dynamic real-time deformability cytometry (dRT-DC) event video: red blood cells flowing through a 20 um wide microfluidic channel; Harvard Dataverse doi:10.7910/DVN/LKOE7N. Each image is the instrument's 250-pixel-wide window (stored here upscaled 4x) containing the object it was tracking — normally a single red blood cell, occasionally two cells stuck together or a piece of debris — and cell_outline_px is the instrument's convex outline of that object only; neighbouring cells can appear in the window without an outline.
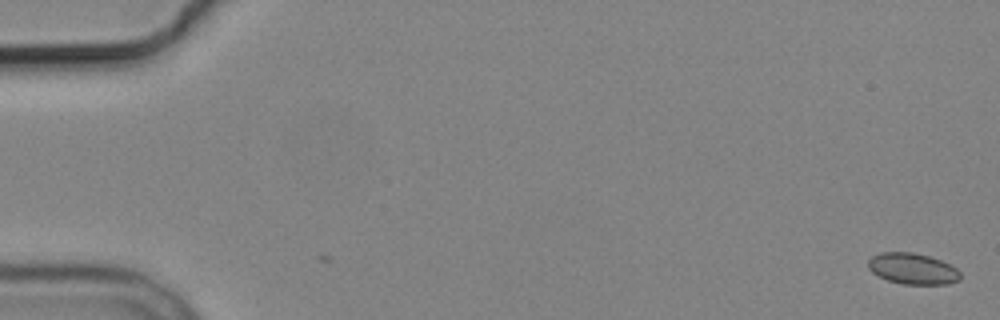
{"species": "common noctule bat (a hibernating species)", "species_latin": "Nyctalus noctula", "temperature_condition": "cold", "stored_images_in_passage": 4, "camera_frame_rate_fps": 3000, "um_per_image_px": 0.085, "animal": {"sex": "male", "body_mass_g": 19.2, "forearm_length_mm": 51.8}, "frame": {"image": 1, "passage_image": 1, "time_ms": 0.0, "image_size_px": [1000, 320], "cell_outline_px": [[960, 280], [948, 284], [904, 284], [888, 280], [872, 272], [868, 268], [868, 260], [872, 256], [880, 252], [912, 252], [928, 256], [940, 260], [956, 268], [960, 272]], "centroid_in_image_um": [77.57, 22.84], "position_along_channel_um": 7.4, "area_um2": 16.59}}